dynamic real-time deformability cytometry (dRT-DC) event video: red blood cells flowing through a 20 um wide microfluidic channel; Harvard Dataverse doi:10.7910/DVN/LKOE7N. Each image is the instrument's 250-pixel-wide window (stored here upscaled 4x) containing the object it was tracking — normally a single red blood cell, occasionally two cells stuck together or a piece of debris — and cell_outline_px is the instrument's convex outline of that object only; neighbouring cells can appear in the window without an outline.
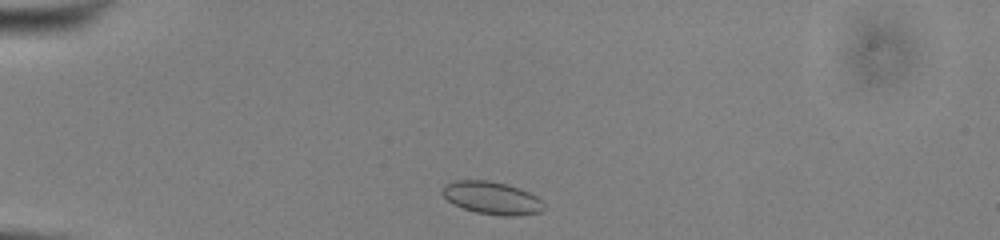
{"species": "common noctule bat (a hibernating species)", "species_latin": "Nyctalus noctula", "temperature_condition": "cold", "stored_images_in_passage": 34, "camera_frame_rate_fps": 3000, "um_per_image_px": 0.085, "animal": {"sex": "male", "body_mass_g": 13.0, "forearm_length_mm": 53.1}, "frame": {"image": 1, "passage_image": 2, "time_ms": 0.333, "image_size_px": [1000, 240], "cell_outline_px": [[544, 208], [540, 212], [516, 216], [500, 216], [476, 212], [452, 204], [440, 192], [444, 184], [452, 180], [484, 180], [508, 184], [520, 188], [536, 196], [544, 204]], "centroid_in_image_um": [41.78, 16.82], "position_along_channel_um": 43.2, "area_um2": 19.48}}
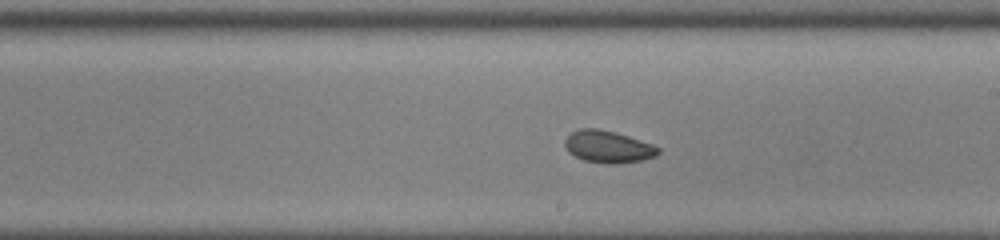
{"frame": {"image": 2, "passage_image": 20, "time_ms": 6.333, "image_size_px": [1000, 240], "cell_outline_px": [[660, 152], [656, 156], [640, 160], [616, 164], [608, 164], [584, 160], [568, 152], [564, 144], [564, 140], [572, 132], [580, 128], [596, 128], [616, 132], [652, 144], [660, 148]], "centroid_in_image_um": [51.68, 12.47], "position_along_channel_um": 237.3, "area_um2": 17.4}}
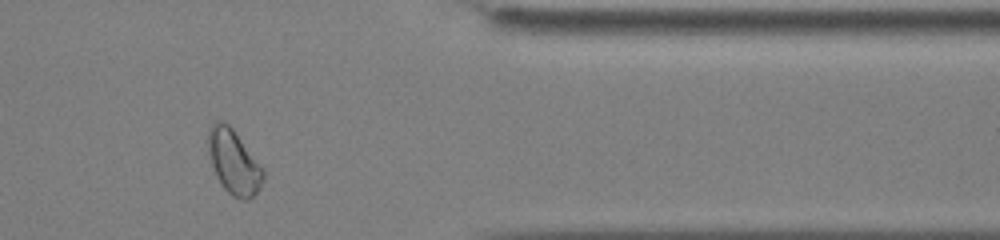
{"frame": {"image": 3, "passage_image": 33, "time_ms": 10.667, "image_size_px": [1000, 240], "cell_outline_px": [[264, 180], [260, 188], [248, 200], [244, 200], [232, 196], [224, 188], [216, 176], [212, 164], [208, 148], [208, 128], [216, 120], [220, 120], [228, 124], [232, 128], [264, 168]], "centroid_in_image_um": [19.88, 13.76], "position_along_channel_um": 391.5, "area_um2": 20.58}, "authors_computed_cell_mechanics": {"area_um2": 17.7735, "velocity_mm_per_s": 3.8769, "shape_relaxation_time_tau1_ms": null, "shape_relaxation_time_tau2_ms": 3.5214, "deformation_change_tau1": null, "deformation_change_tau2": 0.0754}}